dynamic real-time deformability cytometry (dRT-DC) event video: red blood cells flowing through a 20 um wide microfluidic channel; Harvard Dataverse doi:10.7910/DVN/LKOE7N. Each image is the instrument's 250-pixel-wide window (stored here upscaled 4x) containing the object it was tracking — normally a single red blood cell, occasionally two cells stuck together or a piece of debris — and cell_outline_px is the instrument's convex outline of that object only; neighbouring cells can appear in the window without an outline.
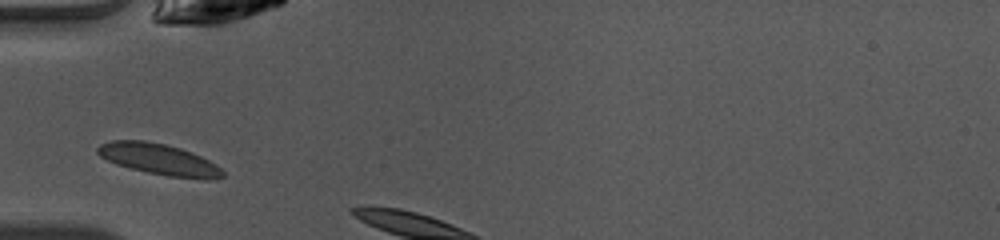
{"species": "common noctule bat (a hibernating species)", "species_latin": "Nyctalus noctula", "temperature_condition": "warm", "stored_images_in_passage": 2, "camera_frame_rate_fps": 3000, "um_per_image_px": 0.085, "animal": {"sex": "female", "body_mass_g": 10.0, "forearm_length_mm": 53.1}, "frame": {"image": 1, "passage_image": 1, "time_ms": 0.0, "image_size_px": [1000, 240], "cell_outline_px": [[224, 176], [216, 180], [208, 180], [168, 176], [148, 172], [116, 164], [100, 156], [96, 152], [96, 148], [100, 144], [112, 140], [144, 140], [164, 144], [180, 148], [192, 152], [216, 164], [224, 172]], "centroid_in_image_um": [13.54, 13.54], "position_along_channel_um": 71.5, "area_um2": 22.66}}